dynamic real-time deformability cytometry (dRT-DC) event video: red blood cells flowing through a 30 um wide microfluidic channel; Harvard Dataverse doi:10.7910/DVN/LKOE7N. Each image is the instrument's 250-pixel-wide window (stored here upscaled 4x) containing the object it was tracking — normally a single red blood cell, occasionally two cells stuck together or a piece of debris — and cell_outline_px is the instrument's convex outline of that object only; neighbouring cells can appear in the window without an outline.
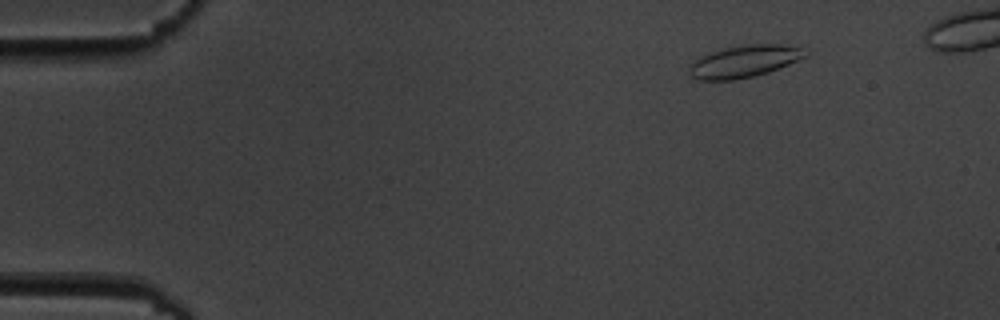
{"species": "common noctule bat (a hibernating species)", "species_latin": "Nyctalus noctula", "temperature_condition": "cold", "stored_images_in_passage": 6, "camera_frame_rate_fps": 3000, "um_per_image_px": 0.085, "animal": {"sex": "male", "body_mass_g": 19.5, "forearm_length_mm": 54.6}, "frame": {"image": 1, "passage_image": 3, "time_ms": 2.333, "image_size_px": [1000, 320], "cell_outline_px": [[804, 56], [788, 64], [768, 72], [736, 80], [700, 80], [692, 76], [688, 68], [688, 64], [700, 56], [724, 48], [748, 44], [780, 44], [800, 48]], "centroid_in_image_um": [63.15, 5.22], "position_along_channel_um": 21.8, "area_um2": 21.21}}